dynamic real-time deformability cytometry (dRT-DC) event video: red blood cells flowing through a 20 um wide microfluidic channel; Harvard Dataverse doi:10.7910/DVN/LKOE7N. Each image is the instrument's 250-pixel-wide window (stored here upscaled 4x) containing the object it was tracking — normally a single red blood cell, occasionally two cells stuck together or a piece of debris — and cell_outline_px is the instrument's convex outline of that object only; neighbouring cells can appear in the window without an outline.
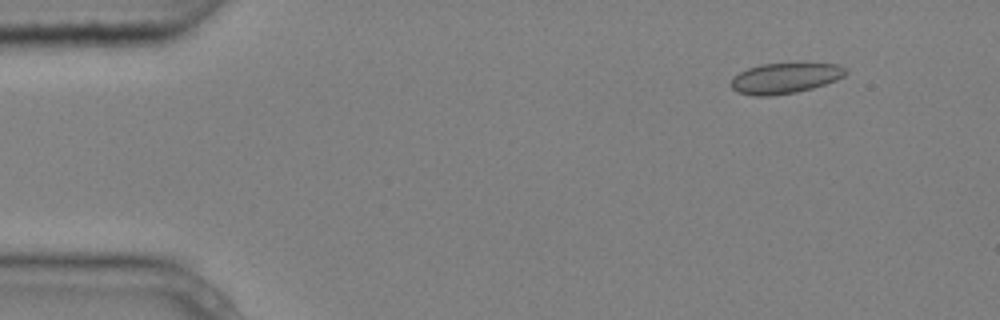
{"species": "common noctule bat (a hibernating species)", "species_latin": "Nyctalus noctula", "temperature_condition": "cold", "stored_images_in_passage": 9, "camera_frame_rate_fps": 3000, "um_per_image_px": 0.085, "animal": {"sex": "male", "body_mass_g": 20.4}, "frame": {"image": 1, "passage_image": 2, "time_ms": 0.333, "image_size_px": [1000, 320], "cell_outline_px": [[848, 72], [844, 76], [836, 80], [812, 88], [796, 92], [772, 96], [756, 96], [736, 92], [728, 84], [740, 72], [748, 68], [760, 64], [840, 64], [848, 68]], "centroid_in_image_um": [66.73, 6.65], "position_along_channel_um": 18.3, "area_um2": 20.35}}
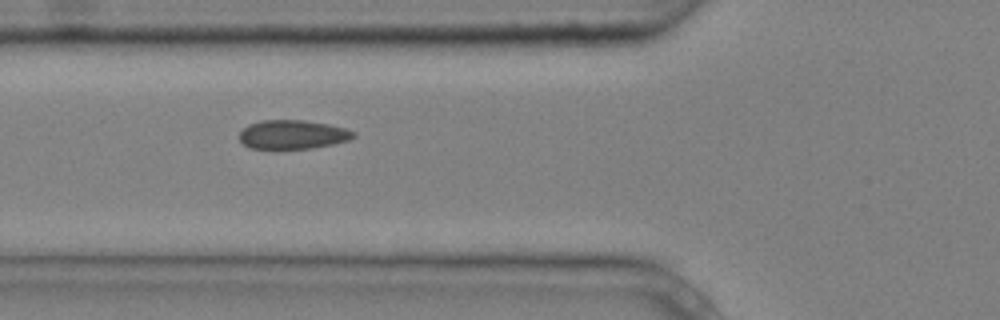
{"frame": {"image": 2, "passage_image": 6, "time_ms": 1.667, "image_size_px": [1000, 320], "cell_outline_px": [[356, 136], [348, 140], [332, 144], [312, 148], [276, 152], [252, 148], [244, 144], [240, 140], [240, 132], [248, 124], [260, 120], [304, 120], [328, 124], [344, 128], [356, 132]], "centroid_in_image_um": [24.84, 11.47], "position_along_channel_um": 101.0, "area_um2": 19.94}}